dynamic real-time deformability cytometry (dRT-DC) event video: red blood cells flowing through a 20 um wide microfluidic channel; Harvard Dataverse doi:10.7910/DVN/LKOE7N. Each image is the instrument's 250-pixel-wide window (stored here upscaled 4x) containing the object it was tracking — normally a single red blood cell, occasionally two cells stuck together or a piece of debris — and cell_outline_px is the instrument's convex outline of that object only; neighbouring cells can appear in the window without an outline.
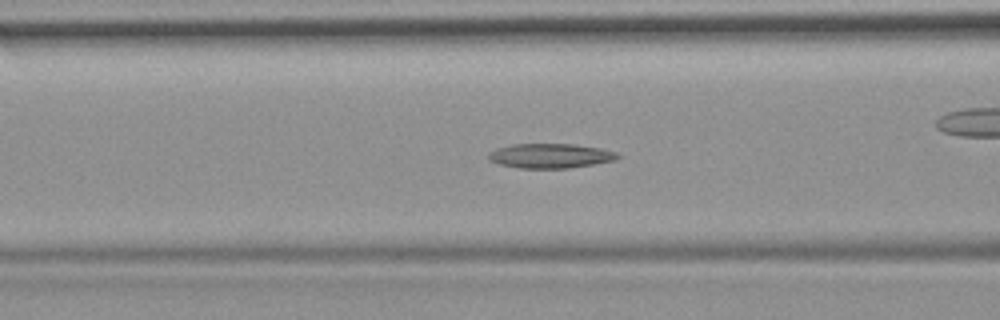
{"species": "common noctule bat (a hibernating species)", "species_latin": "Nyctalus noctula", "temperature_condition": "room temperature", "stored_images_in_passage": 47, "camera_frame_rate_fps": 3000, "um_per_image_px": 0.085, "animal": {"sex": "female", "body_mass_g": 19.9}, "frame": {"image": 1, "passage_image": 14, "time_ms": 4.333, "image_size_px": [1000, 320], "cell_outline_px": [[620, 156], [616, 160], [568, 168], [520, 168], [500, 164], [488, 160], [488, 152], [496, 148], [512, 144], [576, 144], [600, 148], [616, 152]], "centroid_in_image_um": [46.75, 13.24], "position_along_channel_um": 119.8, "area_um2": 18.5}}
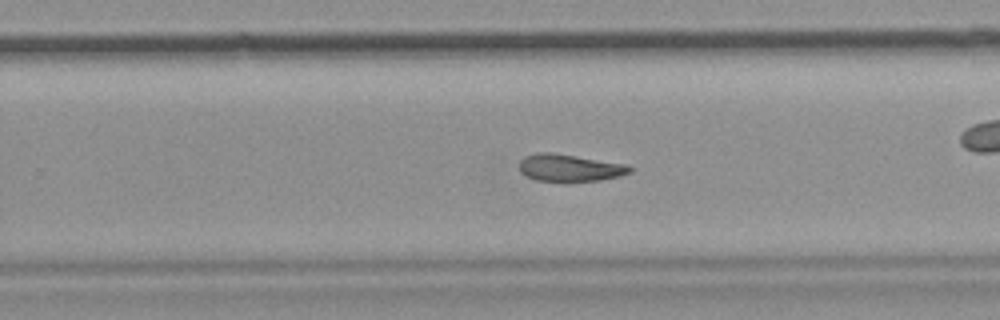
{"frame": {"image": 2, "passage_image": 27, "time_ms": 8.667, "image_size_px": [1000, 320], "cell_outline_px": [[632, 172], [620, 176], [600, 180], [568, 184], [564, 184], [536, 180], [524, 176], [520, 172], [520, 160], [524, 156], [536, 152], [552, 152], [624, 164], [632, 168]], "centroid_in_image_um": [48.37, 14.31], "position_along_channel_um": 281.4, "area_um2": 18.21}}